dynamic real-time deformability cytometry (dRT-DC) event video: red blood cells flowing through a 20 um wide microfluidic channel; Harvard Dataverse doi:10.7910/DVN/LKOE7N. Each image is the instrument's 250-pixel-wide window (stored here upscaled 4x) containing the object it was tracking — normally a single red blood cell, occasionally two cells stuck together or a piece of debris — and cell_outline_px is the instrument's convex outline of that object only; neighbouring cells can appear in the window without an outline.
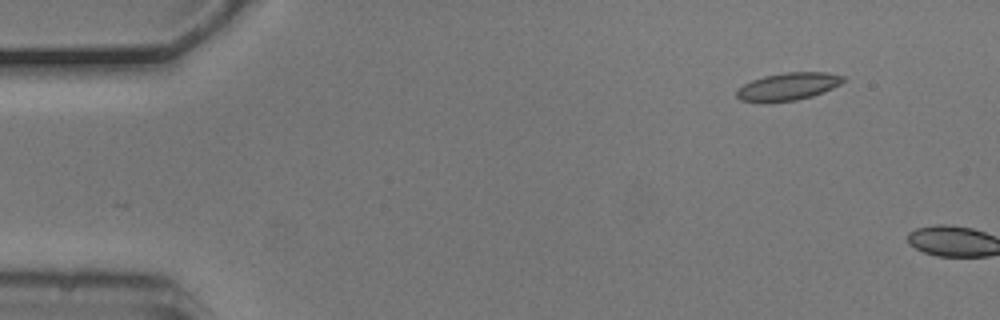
{"species": "common noctule bat (a hibernating species)", "species_latin": "Nyctalus noctula", "temperature_condition": "cold", "stored_images_in_passage": 6, "segment_of_instrument_passage": [2, 2], "camera_frame_rate_fps": 3000, "um_per_image_px": 0.085, "animal": {"sex": "male", "body_mass_g": 20.5, "forearm_length_mm": 52.5}, "frame": {"image": 1, "passage_image": 6, "time_ms": 1.667, "image_size_px": [1000, 320], "cell_outline_px": [[844, 80], [840, 84], [824, 92], [812, 96], [796, 100], [740, 100], [736, 96], [736, 92], [744, 84], [752, 80], [764, 76], [788, 72], [828, 72], [844, 76]], "centroid_in_image_um": [67.05, 7.31], "position_along_channel_um": 17.9, "area_um2": 16.53}}